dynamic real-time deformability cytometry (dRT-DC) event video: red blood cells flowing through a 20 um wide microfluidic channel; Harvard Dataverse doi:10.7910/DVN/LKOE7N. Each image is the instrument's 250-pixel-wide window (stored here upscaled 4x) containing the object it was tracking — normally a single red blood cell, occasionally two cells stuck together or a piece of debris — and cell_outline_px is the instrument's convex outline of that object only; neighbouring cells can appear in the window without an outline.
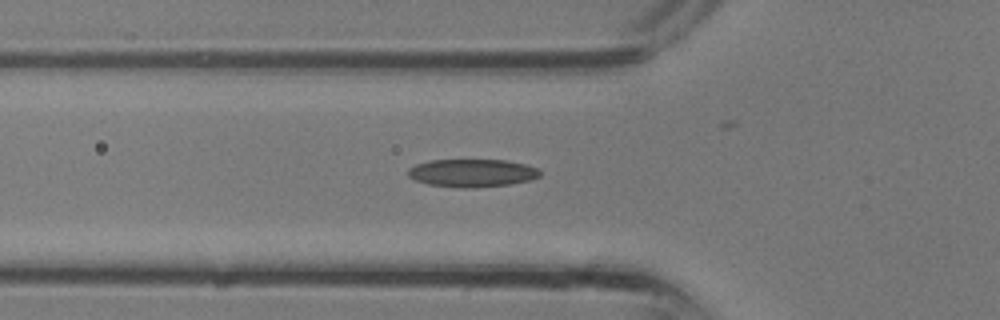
{"species": "common noctule bat (a hibernating species)", "species_latin": "Nyctalus noctula", "temperature_condition": "room temperature", "stored_images_in_passage": 32, "camera_frame_rate_fps": 3000, "um_per_image_px": 0.085, "animal": {"sex": "male", "body_mass_g": 13.3}, "frame": {"image": 1, "passage_image": 10, "time_ms": 3.0, "image_size_px": [1000, 320], "cell_outline_px": [[540, 176], [528, 180], [508, 184], [472, 188], [460, 188], [428, 184], [416, 180], [408, 176], [408, 168], [416, 164], [432, 160], [508, 160], [540, 168]], "centroid_in_image_um": [40.13, 14.7], "position_along_channel_um": 85.7, "area_um2": 21.39}}
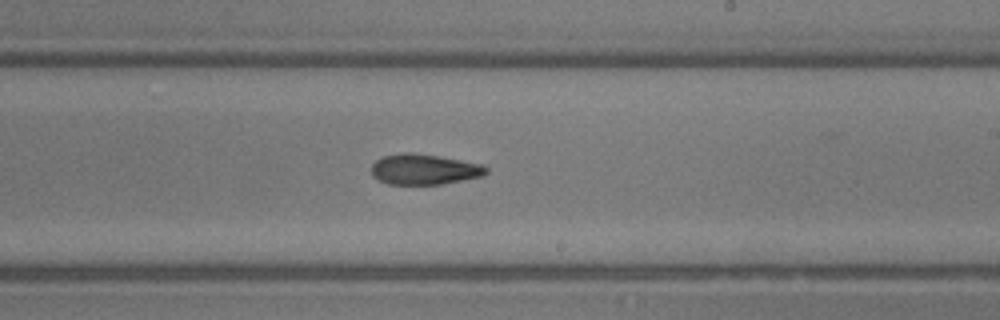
{"frame": {"image": 2, "passage_image": 18, "time_ms": 5.667, "image_size_px": [1000, 320], "cell_outline_px": [[488, 172], [484, 176], [444, 184], [388, 184], [372, 176], [372, 164], [376, 160], [384, 156], [404, 152], [412, 152], [440, 156], [480, 164], [488, 168]], "centroid_in_image_um": [36.07, 14.39], "position_along_channel_um": 252.9, "area_um2": 20.46}}
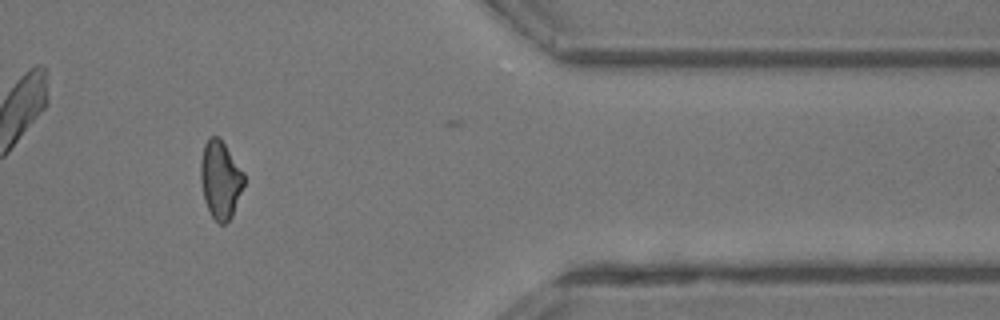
{"frame": {"image": 3, "passage_image": 26, "time_ms": 8.333, "image_size_px": [1000, 320], "cell_outline_px": [[244, 184], [232, 216], [224, 224], [220, 224], [212, 216], [204, 200], [200, 180], [200, 160], [204, 144], [208, 136], [216, 136], [224, 144], [244, 172]], "centroid_in_image_um": [18.71, 15.26], "position_along_channel_um": 392.7, "area_um2": 19.54}}